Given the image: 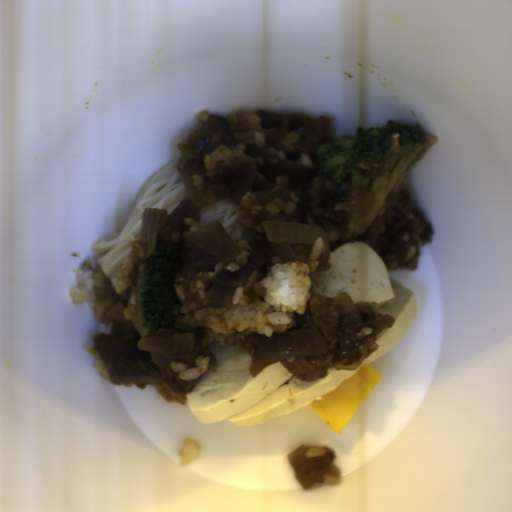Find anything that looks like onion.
Returning a JSON list of instances; mask_svg holds the SVG:
<instances>
[{
	"label": "onion",
	"mask_w": 512,
	"mask_h": 512,
	"mask_svg": "<svg viewBox=\"0 0 512 512\" xmlns=\"http://www.w3.org/2000/svg\"><path fill=\"white\" fill-rule=\"evenodd\" d=\"M125 307L120 301L115 307L111 308L107 311V316L109 319H111L113 322L123 326L126 328L129 332L132 334L135 332H138L136 328L134 327L131 320H128L127 317L124 314Z\"/></svg>",
	"instance_id": "onion-9"
},
{
	"label": "onion",
	"mask_w": 512,
	"mask_h": 512,
	"mask_svg": "<svg viewBox=\"0 0 512 512\" xmlns=\"http://www.w3.org/2000/svg\"><path fill=\"white\" fill-rule=\"evenodd\" d=\"M184 219L200 220V209H197L192 198L185 197L168 215L165 225L178 229L182 228Z\"/></svg>",
	"instance_id": "onion-6"
},
{
	"label": "onion",
	"mask_w": 512,
	"mask_h": 512,
	"mask_svg": "<svg viewBox=\"0 0 512 512\" xmlns=\"http://www.w3.org/2000/svg\"><path fill=\"white\" fill-rule=\"evenodd\" d=\"M344 316V323L350 325H362L363 319L356 304L347 293H339L337 302Z\"/></svg>",
	"instance_id": "onion-8"
},
{
	"label": "onion",
	"mask_w": 512,
	"mask_h": 512,
	"mask_svg": "<svg viewBox=\"0 0 512 512\" xmlns=\"http://www.w3.org/2000/svg\"><path fill=\"white\" fill-rule=\"evenodd\" d=\"M376 194L363 188H355L352 191L350 211H355L363 216H370L373 210Z\"/></svg>",
	"instance_id": "onion-7"
},
{
	"label": "onion",
	"mask_w": 512,
	"mask_h": 512,
	"mask_svg": "<svg viewBox=\"0 0 512 512\" xmlns=\"http://www.w3.org/2000/svg\"><path fill=\"white\" fill-rule=\"evenodd\" d=\"M265 264L264 258L255 257L237 270L223 272L211 281L212 288L206 295L207 306L227 305L233 290L242 284L256 269Z\"/></svg>",
	"instance_id": "onion-4"
},
{
	"label": "onion",
	"mask_w": 512,
	"mask_h": 512,
	"mask_svg": "<svg viewBox=\"0 0 512 512\" xmlns=\"http://www.w3.org/2000/svg\"><path fill=\"white\" fill-rule=\"evenodd\" d=\"M188 236L192 244L200 247L216 259L231 262L240 258V250L227 230L217 221H213L206 227Z\"/></svg>",
	"instance_id": "onion-3"
},
{
	"label": "onion",
	"mask_w": 512,
	"mask_h": 512,
	"mask_svg": "<svg viewBox=\"0 0 512 512\" xmlns=\"http://www.w3.org/2000/svg\"><path fill=\"white\" fill-rule=\"evenodd\" d=\"M261 225L269 242L314 245L317 238H321L326 247L330 245L329 234L324 228L305 223H286L267 220L262 221Z\"/></svg>",
	"instance_id": "onion-2"
},
{
	"label": "onion",
	"mask_w": 512,
	"mask_h": 512,
	"mask_svg": "<svg viewBox=\"0 0 512 512\" xmlns=\"http://www.w3.org/2000/svg\"><path fill=\"white\" fill-rule=\"evenodd\" d=\"M138 350L161 353L189 352L194 345L192 334L181 335H150L137 340Z\"/></svg>",
	"instance_id": "onion-5"
},
{
	"label": "onion",
	"mask_w": 512,
	"mask_h": 512,
	"mask_svg": "<svg viewBox=\"0 0 512 512\" xmlns=\"http://www.w3.org/2000/svg\"><path fill=\"white\" fill-rule=\"evenodd\" d=\"M316 353H325V344L316 329L277 334L258 343L250 373L255 378L263 368L280 361L298 381L317 379L322 374L320 369L303 359Z\"/></svg>",
	"instance_id": "onion-1"
}]
</instances>
